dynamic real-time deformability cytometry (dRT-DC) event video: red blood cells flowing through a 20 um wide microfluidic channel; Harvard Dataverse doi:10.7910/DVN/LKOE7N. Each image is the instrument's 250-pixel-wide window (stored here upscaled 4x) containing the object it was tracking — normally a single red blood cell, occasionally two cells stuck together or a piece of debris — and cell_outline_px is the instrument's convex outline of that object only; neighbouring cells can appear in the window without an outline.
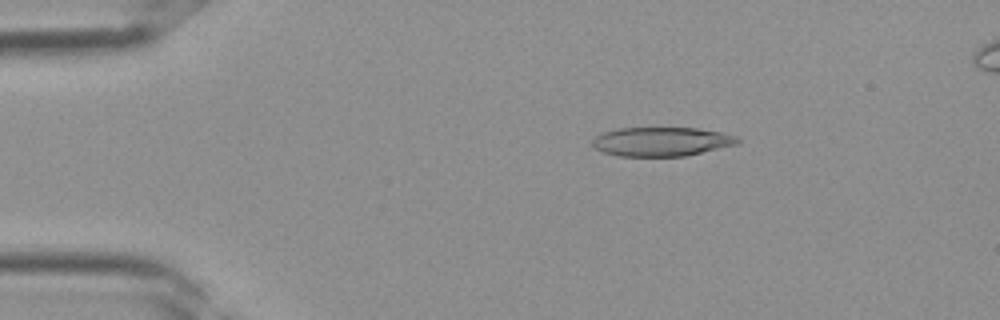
{"species": "Egyptian fruit bat (a non-hibernating species)", "species_latin": "Rousettus aegyptiacus", "temperature_condition": "room temperature", "stored_images_in_passage": 35, "camera_frame_rate_fps": 3000, "um_per_image_px": 0.085, "frame": {"image": 1, "passage_image": 5, "time_ms": 1.333, "image_size_px": [1000, 320], "cell_outline_px": [[740, 144], [684, 156], [620, 156], [604, 152], [596, 148], [592, 144], [592, 140], [596, 136], [604, 132], [620, 128], [696, 128], [720, 132], [736, 136], [740, 140]], "centroid_in_image_um": [56.26, 12.04], "position_along_channel_um": 28.7, "area_um2": 24.45}}
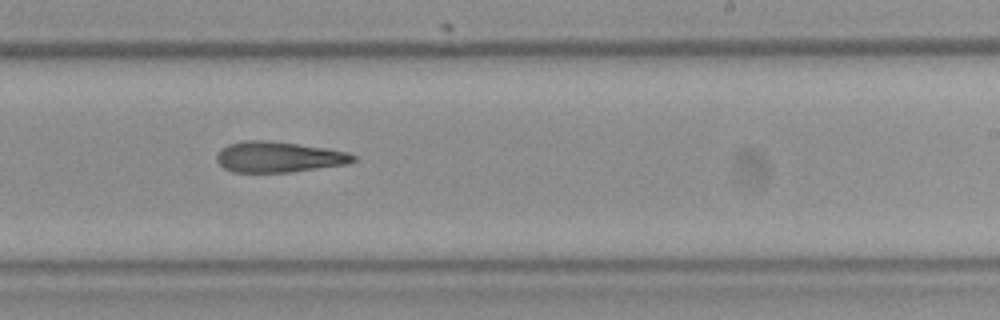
{"frame": {"image": 2, "passage_image": 21, "time_ms": 6.667, "image_size_px": [1000, 320], "cell_outline_px": [[356, 160], [348, 164], [288, 172], [232, 172], [224, 168], [216, 160], [216, 156], [228, 144], [244, 140], [264, 140], [296, 144], [324, 148], [348, 152], [356, 156]], "centroid_in_image_um": [23.69, 13.35], "position_along_channel_um": 265.3, "area_um2": 24.16}}
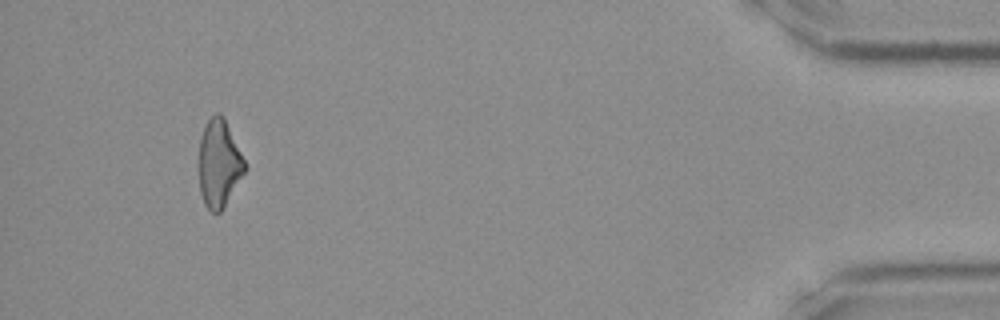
{"frame": {"image": 3, "passage_image": 33, "time_ms": 10.667, "image_size_px": [1000, 320], "cell_outline_px": [[248, 168], [224, 208], [220, 212], [212, 212], [204, 204], [200, 192], [196, 164], [200, 136], [208, 120], [216, 112], [220, 112], [224, 116]], "centroid_in_image_um": [18.59, 13.91], "position_along_channel_um": 416.6, "area_um2": 24.22}}